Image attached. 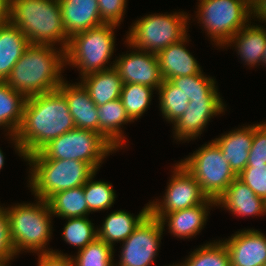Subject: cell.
I'll return each mask as SVG.
<instances>
[{
	"mask_svg": "<svg viewBox=\"0 0 266 266\" xmlns=\"http://www.w3.org/2000/svg\"><path fill=\"white\" fill-rule=\"evenodd\" d=\"M254 137V124L230 130L228 133L212 139L222 150L223 158L230 164L238 176L247 166L249 150Z\"/></svg>",
	"mask_w": 266,
	"mask_h": 266,
	"instance_id": "obj_19",
	"label": "cell"
},
{
	"mask_svg": "<svg viewBox=\"0 0 266 266\" xmlns=\"http://www.w3.org/2000/svg\"><path fill=\"white\" fill-rule=\"evenodd\" d=\"M35 201L6 207L11 239L17 255L23 251L36 254L53 251L48 248L53 231L51 209L47 201L38 198Z\"/></svg>",
	"mask_w": 266,
	"mask_h": 266,
	"instance_id": "obj_4",
	"label": "cell"
},
{
	"mask_svg": "<svg viewBox=\"0 0 266 266\" xmlns=\"http://www.w3.org/2000/svg\"><path fill=\"white\" fill-rule=\"evenodd\" d=\"M115 249L98 237L72 256L74 266H114Z\"/></svg>",
	"mask_w": 266,
	"mask_h": 266,
	"instance_id": "obj_34",
	"label": "cell"
},
{
	"mask_svg": "<svg viewBox=\"0 0 266 266\" xmlns=\"http://www.w3.org/2000/svg\"><path fill=\"white\" fill-rule=\"evenodd\" d=\"M169 266H183V265H182V262H180V264L179 263H177V264L173 263V265H169Z\"/></svg>",
	"mask_w": 266,
	"mask_h": 266,
	"instance_id": "obj_46",
	"label": "cell"
},
{
	"mask_svg": "<svg viewBox=\"0 0 266 266\" xmlns=\"http://www.w3.org/2000/svg\"><path fill=\"white\" fill-rule=\"evenodd\" d=\"M165 228L160 219L150 213L122 242L119 261L114 266H152L162 240Z\"/></svg>",
	"mask_w": 266,
	"mask_h": 266,
	"instance_id": "obj_12",
	"label": "cell"
},
{
	"mask_svg": "<svg viewBox=\"0 0 266 266\" xmlns=\"http://www.w3.org/2000/svg\"><path fill=\"white\" fill-rule=\"evenodd\" d=\"M62 23L67 36L104 24L99 13L98 0H59Z\"/></svg>",
	"mask_w": 266,
	"mask_h": 266,
	"instance_id": "obj_20",
	"label": "cell"
},
{
	"mask_svg": "<svg viewBox=\"0 0 266 266\" xmlns=\"http://www.w3.org/2000/svg\"><path fill=\"white\" fill-rule=\"evenodd\" d=\"M262 66L266 67V46H265V51H264V54H263Z\"/></svg>",
	"mask_w": 266,
	"mask_h": 266,
	"instance_id": "obj_45",
	"label": "cell"
},
{
	"mask_svg": "<svg viewBox=\"0 0 266 266\" xmlns=\"http://www.w3.org/2000/svg\"><path fill=\"white\" fill-rule=\"evenodd\" d=\"M149 213V202L135 216L125 210H115L97 228V237L114 248L115 243L126 240Z\"/></svg>",
	"mask_w": 266,
	"mask_h": 266,
	"instance_id": "obj_24",
	"label": "cell"
},
{
	"mask_svg": "<svg viewBox=\"0 0 266 266\" xmlns=\"http://www.w3.org/2000/svg\"><path fill=\"white\" fill-rule=\"evenodd\" d=\"M10 19V0H0V24Z\"/></svg>",
	"mask_w": 266,
	"mask_h": 266,
	"instance_id": "obj_42",
	"label": "cell"
},
{
	"mask_svg": "<svg viewBox=\"0 0 266 266\" xmlns=\"http://www.w3.org/2000/svg\"><path fill=\"white\" fill-rule=\"evenodd\" d=\"M29 164L28 187L34 198L47 201L59 191L83 186L96 172L79 160H25Z\"/></svg>",
	"mask_w": 266,
	"mask_h": 266,
	"instance_id": "obj_7",
	"label": "cell"
},
{
	"mask_svg": "<svg viewBox=\"0 0 266 266\" xmlns=\"http://www.w3.org/2000/svg\"><path fill=\"white\" fill-rule=\"evenodd\" d=\"M251 18L266 23V0H251Z\"/></svg>",
	"mask_w": 266,
	"mask_h": 266,
	"instance_id": "obj_41",
	"label": "cell"
},
{
	"mask_svg": "<svg viewBox=\"0 0 266 266\" xmlns=\"http://www.w3.org/2000/svg\"><path fill=\"white\" fill-rule=\"evenodd\" d=\"M37 266H74L71 255L55 249L52 253L37 254Z\"/></svg>",
	"mask_w": 266,
	"mask_h": 266,
	"instance_id": "obj_40",
	"label": "cell"
},
{
	"mask_svg": "<svg viewBox=\"0 0 266 266\" xmlns=\"http://www.w3.org/2000/svg\"><path fill=\"white\" fill-rule=\"evenodd\" d=\"M251 21L241 28L225 44L226 48L234 47L242 62L249 68L262 65L263 54L266 46V28L262 25H255ZM234 45V46H233Z\"/></svg>",
	"mask_w": 266,
	"mask_h": 266,
	"instance_id": "obj_22",
	"label": "cell"
},
{
	"mask_svg": "<svg viewBox=\"0 0 266 266\" xmlns=\"http://www.w3.org/2000/svg\"><path fill=\"white\" fill-rule=\"evenodd\" d=\"M189 20L183 11L147 14L132 23L125 41L138 50L157 54L188 35Z\"/></svg>",
	"mask_w": 266,
	"mask_h": 266,
	"instance_id": "obj_8",
	"label": "cell"
},
{
	"mask_svg": "<svg viewBox=\"0 0 266 266\" xmlns=\"http://www.w3.org/2000/svg\"><path fill=\"white\" fill-rule=\"evenodd\" d=\"M213 206L215 200L208 198L200 205L165 214L160 221L164 228L167 225L169 233L174 237L191 239L202 231Z\"/></svg>",
	"mask_w": 266,
	"mask_h": 266,
	"instance_id": "obj_17",
	"label": "cell"
},
{
	"mask_svg": "<svg viewBox=\"0 0 266 266\" xmlns=\"http://www.w3.org/2000/svg\"><path fill=\"white\" fill-rule=\"evenodd\" d=\"M154 91H156L154 88L141 84H123L120 99L127 115L133 122L141 118L147 111Z\"/></svg>",
	"mask_w": 266,
	"mask_h": 266,
	"instance_id": "obj_31",
	"label": "cell"
},
{
	"mask_svg": "<svg viewBox=\"0 0 266 266\" xmlns=\"http://www.w3.org/2000/svg\"><path fill=\"white\" fill-rule=\"evenodd\" d=\"M117 150L98 132L75 128L45 145L25 160H79L98 171L107 156Z\"/></svg>",
	"mask_w": 266,
	"mask_h": 266,
	"instance_id": "obj_6",
	"label": "cell"
},
{
	"mask_svg": "<svg viewBox=\"0 0 266 266\" xmlns=\"http://www.w3.org/2000/svg\"><path fill=\"white\" fill-rule=\"evenodd\" d=\"M9 21L25 34L29 44L59 45L63 50L68 45L59 0H10Z\"/></svg>",
	"mask_w": 266,
	"mask_h": 266,
	"instance_id": "obj_3",
	"label": "cell"
},
{
	"mask_svg": "<svg viewBox=\"0 0 266 266\" xmlns=\"http://www.w3.org/2000/svg\"><path fill=\"white\" fill-rule=\"evenodd\" d=\"M215 206L225 208L237 217L266 215V201L238 178L219 196Z\"/></svg>",
	"mask_w": 266,
	"mask_h": 266,
	"instance_id": "obj_16",
	"label": "cell"
},
{
	"mask_svg": "<svg viewBox=\"0 0 266 266\" xmlns=\"http://www.w3.org/2000/svg\"><path fill=\"white\" fill-rule=\"evenodd\" d=\"M96 171L83 185L85 199L90 213L108 210L112 207L116 198L113 185L105 181H94Z\"/></svg>",
	"mask_w": 266,
	"mask_h": 266,
	"instance_id": "obj_33",
	"label": "cell"
},
{
	"mask_svg": "<svg viewBox=\"0 0 266 266\" xmlns=\"http://www.w3.org/2000/svg\"><path fill=\"white\" fill-rule=\"evenodd\" d=\"M188 36L156 54L163 80L199 74L202 71L196 58L186 49L185 45L189 43Z\"/></svg>",
	"mask_w": 266,
	"mask_h": 266,
	"instance_id": "obj_21",
	"label": "cell"
},
{
	"mask_svg": "<svg viewBox=\"0 0 266 266\" xmlns=\"http://www.w3.org/2000/svg\"><path fill=\"white\" fill-rule=\"evenodd\" d=\"M29 41L10 21L0 24V81H6Z\"/></svg>",
	"mask_w": 266,
	"mask_h": 266,
	"instance_id": "obj_25",
	"label": "cell"
},
{
	"mask_svg": "<svg viewBox=\"0 0 266 266\" xmlns=\"http://www.w3.org/2000/svg\"><path fill=\"white\" fill-rule=\"evenodd\" d=\"M98 133L101 134L117 151L126 147L123 125L133 123L126 113L121 99L97 106ZM122 127V128H121Z\"/></svg>",
	"mask_w": 266,
	"mask_h": 266,
	"instance_id": "obj_23",
	"label": "cell"
},
{
	"mask_svg": "<svg viewBox=\"0 0 266 266\" xmlns=\"http://www.w3.org/2000/svg\"><path fill=\"white\" fill-rule=\"evenodd\" d=\"M266 165V121L254 124V137L246 167Z\"/></svg>",
	"mask_w": 266,
	"mask_h": 266,
	"instance_id": "obj_37",
	"label": "cell"
},
{
	"mask_svg": "<svg viewBox=\"0 0 266 266\" xmlns=\"http://www.w3.org/2000/svg\"><path fill=\"white\" fill-rule=\"evenodd\" d=\"M14 258L0 259V266H9Z\"/></svg>",
	"mask_w": 266,
	"mask_h": 266,
	"instance_id": "obj_43",
	"label": "cell"
},
{
	"mask_svg": "<svg viewBox=\"0 0 266 266\" xmlns=\"http://www.w3.org/2000/svg\"><path fill=\"white\" fill-rule=\"evenodd\" d=\"M65 96L57 89L28 97L22 122L15 135L5 134L24 159L39 152L50 141L75 129Z\"/></svg>",
	"mask_w": 266,
	"mask_h": 266,
	"instance_id": "obj_1",
	"label": "cell"
},
{
	"mask_svg": "<svg viewBox=\"0 0 266 266\" xmlns=\"http://www.w3.org/2000/svg\"><path fill=\"white\" fill-rule=\"evenodd\" d=\"M172 168L171 179L167 183L162 200L155 199L156 201L149 202V212L157 219L177 210L200 205L208 199L198 181L180 162Z\"/></svg>",
	"mask_w": 266,
	"mask_h": 266,
	"instance_id": "obj_11",
	"label": "cell"
},
{
	"mask_svg": "<svg viewBox=\"0 0 266 266\" xmlns=\"http://www.w3.org/2000/svg\"><path fill=\"white\" fill-rule=\"evenodd\" d=\"M169 81L181 89L189 101L198 98H223L218 92L217 81L205 75L203 70L199 74L174 77Z\"/></svg>",
	"mask_w": 266,
	"mask_h": 266,
	"instance_id": "obj_29",
	"label": "cell"
},
{
	"mask_svg": "<svg viewBox=\"0 0 266 266\" xmlns=\"http://www.w3.org/2000/svg\"><path fill=\"white\" fill-rule=\"evenodd\" d=\"M156 92L159 95V110L163 118L170 124H173L188 108V97L169 80H163V83Z\"/></svg>",
	"mask_w": 266,
	"mask_h": 266,
	"instance_id": "obj_30",
	"label": "cell"
},
{
	"mask_svg": "<svg viewBox=\"0 0 266 266\" xmlns=\"http://www.w3.org/2000/svg\"><path fill=\"white\" fill-rule=\"evenodd\" d=\"M226 104L222 98H198L189 101L188 108L172 124L173 138L182 143L195 140L203 133L214 116L225 113Z\"/></svg>",
	"mask_w": 266,
	"mask_h": 266,
	"instance_id": "obj_14",
	"label": "cell"
},
{
	"mask_svg": "<svg viewBox=\"0 0 266 266\" xmlns=\"http://www.w3.org/2000/svg\"><path fill=\"white\" fill-rule=\"evenodd\" d=\"M52 215L66 218L89 216L83 186L59 191L47 200Z\"/></svg>",
	"mask_w": 266,
	"mask_h": 266,
	"instance_id": "obj_28",
	"label": "cell"
},
{
	"mask_svg": "<svg viewBox=\"0 0 266 266\" xmlns=\"http://www.w3.org/2000/svg\"><path fill=\"white\" fill-rule=\"evenodd\" d=\"M179 162L198 181L207 197L215 201L237 178L213 140Z\"/></svg>",
	"mask_w": 266,
	"mask_h": 266,
	"instance_id": "obj_10",
	"label": "cell"
},
{
	"mask_svg": "<svg viewBox=\"0 0 266 266\" xmlns=\"http://www.w3.org/2000/svg\"><path fill=\"white\" fill-rule=\"evenodd\" d=\"M195 18L213 45L222 48L251 19L250 0H198Z\"/></svg>",
	"mask_w": 266,
	"mask_h": 266,
	"instance_id": "obj_9",
	"label": "cell"
},
{
	"mask_svg": "<svg viewBox=\"0 0 266 266\" xmlns=\"http://www.w3.org/2000/svg\"><path fill=\"white\" fill-rule=\"evenodd\" d=\"M117 26L104 23L71 36L65 49V65L76 67L80 78L114 67L115 61L110 63V60L115 50Z\"/></svg>",
	"mask_w": 266,
	"mask_h": 266,
	"instance_id": "obj_5",
	"label": "cell"
},
{
	"mask_svg": "<svg viewBox=\"0 0 266 266\" xmlns=\"http://www.w3.org/2000/svg\"><path fill=\"white\" fill-rule=\"evenodd\" d=\"M66 220L62 240L78 248V251L97 238V227H94V223L89 220L88 216L66 218Z\"/></svg>",
	"mask_w": 266,
	"mask_h": 266,
	"instance_id": "obj_35",
	"label": "cell"
},
{
	"mask_svg": "<svg viewBox=\"0 0 266 266\" xmlns=\"http://www.w3.org/2000/svg\"><path fill=\"white\" fill-rule=\"evenodd\" d=\"M64 67L65 50L53 45L30 44L5 82L26 98L52 92L65 80Z\"/></svg>",
	"mask_w": 266,
	"mask_h": 266,
	"instance_id": "obj_2",
	"label": "cell"
},
{
	"mask_svg": "<svg viewBox=\"0 0 266 266\" xmlns=\"http://www.w3.org/2000/svg\"><path fill=\"white\" fill-rule=\"evenodd\" d=\"M17 253L11 239L6 207H0V259L16 258Z\"/></svg>",
	"mask_w": 266,
	"mask_h": 266,
	"instance_id": "obj_39",
	"label": "cell"
},
{
	"mask_svg": "<svg viewBox=\"0 0 266 266\" xmlns=\"http://www.w3.org/2000/svg\"><path fill=\"white\" fill-rule=\"evenodd\" d=\"M237 178L245 183L257 196L266 201V165L245 167Z\"/></svg>",
	"mask_w": 266,
	"mask_h": 266,
	"instance_id": "obj_36",
	"label": "cell"
},
{
	"mask_svg": "<svg viewBox=\"0 0 266 266\" xmlns=\"http://www.w3.org/2000/svg\"><path fill=\"white\" fill-rule=\"evenodd\" d=\"M4 159H5V157H4V154H3V152H2V150H1V148H0V170L3 168V166H4Z\"/></svg>",
	"mask_w": 266,
	"mask_h": 266,
	"instance_id": "obj_44",
	"label": "cell"
},
{
	"mask_svg": "<svg viewBox=\"0 0 266 266\" xmlns=\"http://www.w3.org/2000/svg\"><path fill=\"white\" fill-rule=\"evenodd\" d=\"M128 46L130 53L119 55L114 61V68L118 71L123 84L135 83L154 88L156 91L163 83L158 58L155 53L138 50Z\"/></svg>",
	"mask_w": 266,
	"mask_h": 266,
	"instance_id": "obj_13",
	"label": "cell"
},
{
	"mask_svg": "<svg viewBox=\"0 0 266 266\" xmlns=\"http://www.w3.org/2000/svg\"><path fill=\"white\" fill-rule=\"evenodd\" d=\"M26 99L5 81H0V128L8 131L6 134L15 135L19 129Z\"/></svg>",
	"mask_w": 266,
	"mask_h": 266,
	"instance_id": "obj_27",
	"label": "cell"
},
{
	"mask_svg": "<svg viewBox=\"0 0 266 266\" xmlns=\"http://www.w3.org/2000/svg\"><path fill=\"white\" fill-rule=\"evenodd\" d=\"M221 241L227 248L230 266L266 265V235L261 231L242 229Z\"/></svg>",
	"mask_w": 266,
	"mask_h": 266,
	"instance_id": "obj_15",
	"label": "cell"
},
{
	"mask_svg": "<svg viewBox=\"0 0 266 266\" xmlns=\"http://www.w3.org/2000/svg\"><path fill=\"white\" fill-rule=\"evenodd\" d=\"M191 251L183 266H230V258L224 243L213 240Z\"/></svg>",
	"mask_w": 266,
	"mask_h": 266,
	"instance_id": "obj_32",
	"label": "cell"
},
{
	"mask_svg": "<svg viewBox=\"0 0 266 266\" xmlns=\"http://www.w3.org/2000/svg\"><path fill=\"white\" fill-rule=\"evenodd\" d=\"M64 80L58 90L65 96L75 127L98 132V111L88 91L80 83Z\"/></svg>",
	"mask_w": 266,
	"mask_h": 266,
	"instance_id": "obj_18",
	"label": "cell"
},
{
	"mask_svg": "<svg viewBox=\"0 0 266 266\" xmlns=\"http://www.w3.org/2000/svg\"><path fill=\"white\" fill-rule=\"evenodd\" d=\"M128 0H98L99 13L104 23L120 26L123 22Z\"/></svg>",
	"mask_w": 266,
	"mask_h": 266,
	"instance_id": "obj_38",
	"label": "cell"
},
{
	"mask_svg": "<svg viewBox=\"0 0 266 266\" xmlns=\"http://www.w3.org/2000/svg\"><path fill=\"white\" fill-rule=\"evenodd\" d=\"M80 81L96 106L120 98L123 82L114 67L87 74Z\"/></svg>",
	"mask_w": 266,
	"mask_h": 266,
	"instance_id": "obj_26",
	"label": "cell"
}]
</instances>
